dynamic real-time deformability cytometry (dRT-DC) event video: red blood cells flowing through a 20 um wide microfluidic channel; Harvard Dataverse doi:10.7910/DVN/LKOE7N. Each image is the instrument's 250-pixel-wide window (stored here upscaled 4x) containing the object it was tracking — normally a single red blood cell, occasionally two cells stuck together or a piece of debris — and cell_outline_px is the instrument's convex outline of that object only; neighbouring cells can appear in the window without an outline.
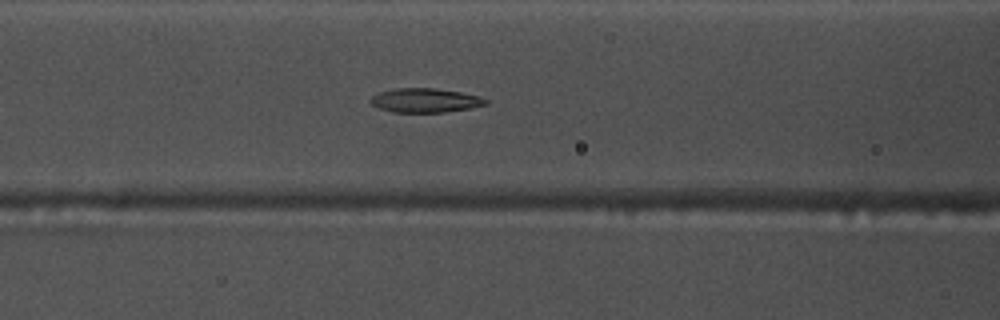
{"species": "common noctule bat (a hibernating species)", "species_latin": "Nyctalus noctula", "temperature_condition": "warm", "stored_images_in_passage": 44, "camera_frame_rate_fps": 3000, "um_per_image_px": 0.085, "animal": {"sex": "male", "body_mass_g": 17.5, "forearm_length_mm": 52.3}, "frame": {"image": 1, "passage_image": 12, "time_ms": 3.667, "image_size_px": [1000, 320], "cell_outline_px": [[488, 104], [468, 108], [444, 112], [392, 112], [380, 108], [372, 104], [368, 100], [372, 96], [380, 92], [392, 88], [432, 88], [460, 92], [480, 96], [488, 100]], "centroid_in_image_um": [36.12, 8.52], "position_along_channel_um": 130.5, "area_um2": 16.13}}
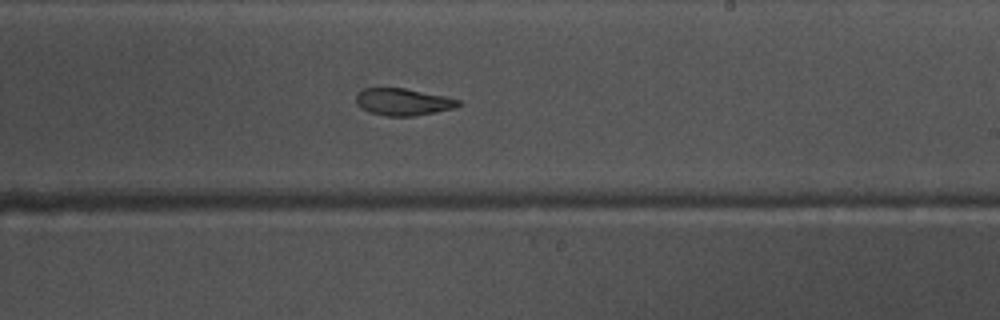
{"frame": {"image": 2, "passage_image": 22, "time_ms": 7.0, "image_size_px": [1000, 320], "cell_outline_px": [[460, 104], [452, 108], [412, 116], [388, 116], [368, 112], [360, 108], [356, 104], [356, 92], [364, 88], [404, 88], [444, 96], [460, 100]], "centroid_in_image_um": [34.17, 8.65], "position_along_channel_um": 254.8, "area_um2": 15.95}}
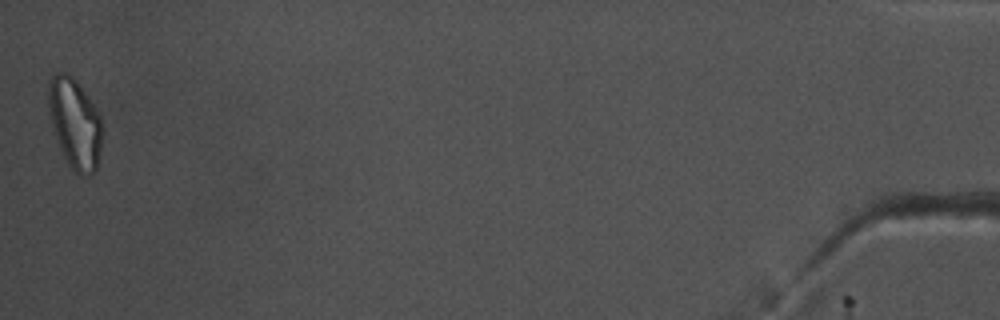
{"frame": {"image": 3, "passage_image": 44, "time_ms": 14.333, "image_size_px": [1000, 320], "cell_outline_px": [[104, 132], [96, 172], [88, 176], [80, 176], [68, 164], [60, 148], [52, 128], [48, 108], [48, 80], [56, 72], [64, 72], [72, 76], [76, 80], [88, 96], [100, 116]], "centroid_in_image_um": [6.38, 10.5], "position_along_channel_um": 428.8, "area_um2": 28.67}, "authors_computed_cell_mechanics": {"area_um2": 16.9932, "velocity_mm_per_s": 3.7391, "shape_relaxation_time_tau1_ms": 9.8209, "shape_relaxation_time_tau2_ms": 2.6986, "deformation_change_tau1": 0.2337, "deformation_change_tau2": 0.0901}}